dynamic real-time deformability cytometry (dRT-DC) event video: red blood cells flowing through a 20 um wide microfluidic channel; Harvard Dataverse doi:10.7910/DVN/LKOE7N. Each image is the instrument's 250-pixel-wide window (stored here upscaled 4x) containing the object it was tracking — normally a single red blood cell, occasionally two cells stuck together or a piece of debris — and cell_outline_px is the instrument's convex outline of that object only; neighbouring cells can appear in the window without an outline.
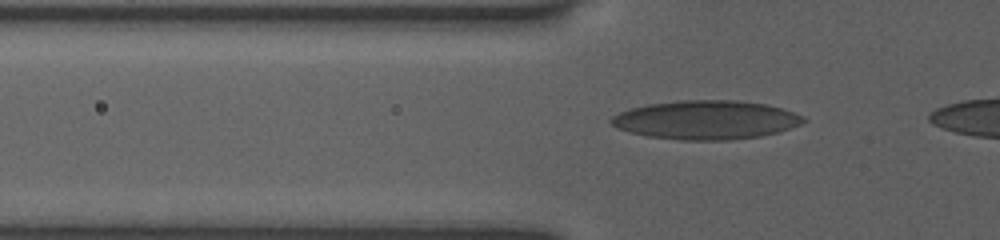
{"species": "human", "species_latin": "Homo sapiens", "temperature_condition": "room temperature", "stored_images_in_passage": 38, "camera_frame_rate_fps": 3000, "um_per_image_px": 0.085, "donor": {"sex": "female"}, "frame": {"image": 1, "passage_image": 9, "time_ms": 2.667, "image_size_px": [1000, 240], "cell_outline_px": [[808, 120], [800, 124], [780, 132], [760, 136], [732, 140], [680, 140], [648, 136], [616, 128], [608, 120], [612, 116], [628, 108], [648, 104], [684, 100], [736, 100], [768, 104], [804, 116]], "centroid_in_image_um": [60.02, 10.19], "position_along_channel_um": 65.8, "area_um2": 43.64}}
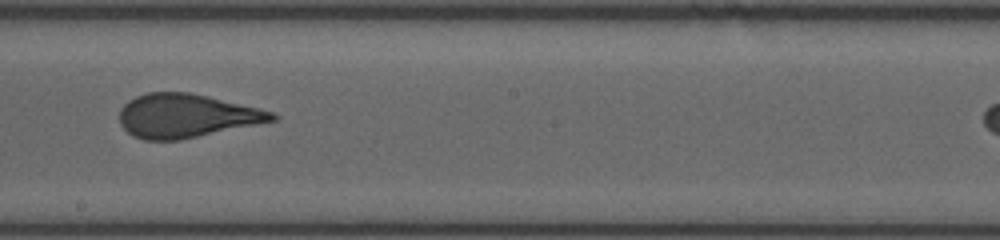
{"frame": {"image": 2, "passage_image": 22, "time_ms": 7.0, "image_size_px": [1000, 240], "cell_outline_px": [[280, 116], [276, 120], [180, 140], [144, 140], [132, 136], [120, 124], [120, 108], [128, 100], [136, 96], [148, 92], [188, 92], [208, 96], [260, 108], [272, 112]], "centroid_in_image_um": [15.82, 9.84], "position_along_channel_um": 232.4, "area_um2": 38.78}}
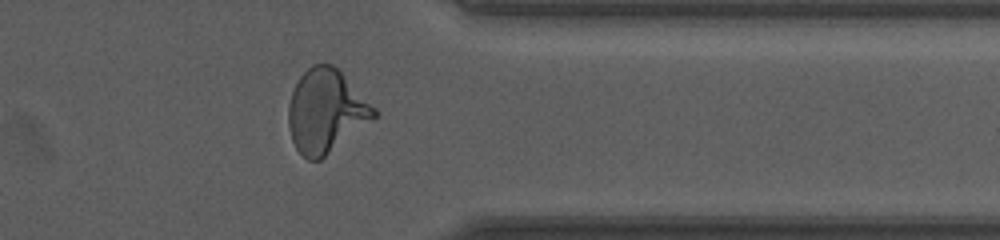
{"frame": {"image": 3, "passage_image": 34, "time_ms": 11.0, "image_size_px": [1000, 240], "cell_outline_px": [[380, 116], [376, 120], [320, 160], [308, 160], [296, 148], [292, 140], [288, 128], [288, 104], [292, 92], [300, 76], [312, 64], [332, 64], [380, 112]], "centroid_in_image_um": [27.74, 9.48], "position_along_channel_um": 383.7, "area_um2": 41.79}}